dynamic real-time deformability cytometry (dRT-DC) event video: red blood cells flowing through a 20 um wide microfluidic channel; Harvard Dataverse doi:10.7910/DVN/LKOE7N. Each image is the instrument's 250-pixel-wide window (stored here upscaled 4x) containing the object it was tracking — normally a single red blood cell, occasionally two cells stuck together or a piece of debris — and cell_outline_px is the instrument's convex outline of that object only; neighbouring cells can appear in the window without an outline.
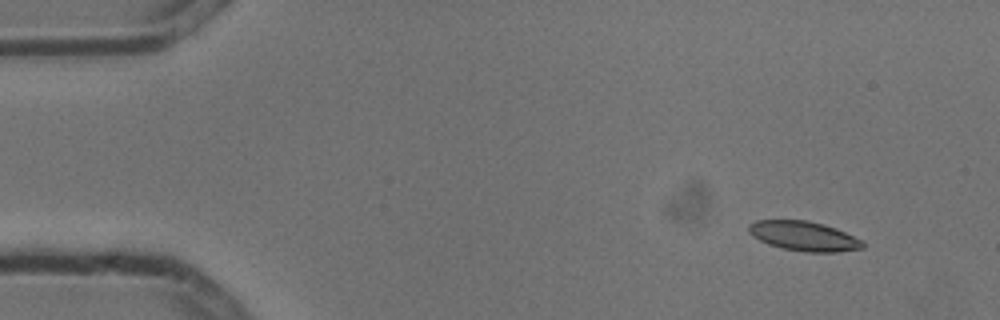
{"species": "common noctule bat (a hibernating species)", "species_latin": "Nyctalus noctula", "temperature_condition": "cold", "stored_images_in_passage": 6, "camera_frame_rate_fps": 3000, "um_per_image_px": 0.085, "animal": {"sex": "male", "body_mass_g": 13.3}, "frame": {"image": 1, "passage_image": 2, "time_ms": 0.333, "image_size_px": [1000, 320], "cell_outline_px": [[864, 248], [840, 252], [804, 252], [784, 248], [768, 244], [752, 236], [748, 232], [748, 224], [756, 220], [808, 220], [824, 224], [836, 228], [860, 240], [864, 244]], "centroid_in_image_um": [68.3, 20.06], "position_along_channel_um": 16.7, "area_um2": 19.65}}
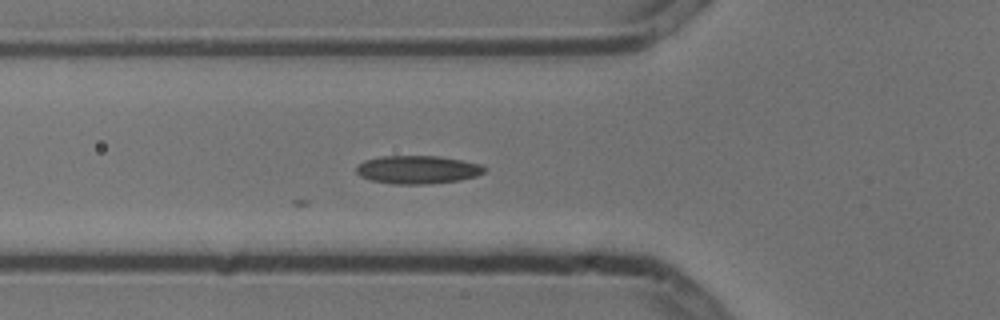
{"frame": {"image": 2, "passage_image": 6, "time_ms": 1.667, "image_size_px": [1000, 320], "cell_outline_px": [[484, 172], [476, 176], [460, 180], [428, 184], [392, 184], [372, 180], [360, 176], [356, 172], [356, 168], [364, 160], [380, 156], [440, 156], [480, 164], [484, 168]], "centroid_in_image_um": [35.47, 14.42], "position_along_channel_um": 90.3, "area_um2": 20.92}}